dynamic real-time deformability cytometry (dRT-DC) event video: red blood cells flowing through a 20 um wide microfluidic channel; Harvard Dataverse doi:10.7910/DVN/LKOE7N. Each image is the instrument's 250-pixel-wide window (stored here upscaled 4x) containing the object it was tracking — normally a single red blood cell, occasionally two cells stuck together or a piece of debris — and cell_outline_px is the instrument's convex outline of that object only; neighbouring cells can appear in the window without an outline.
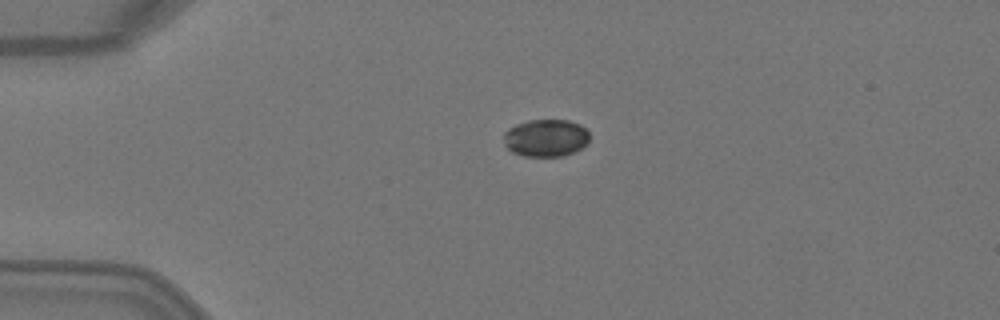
{"species": "Egyptian fruit bat (a non-hibernating species)", "species_latin": "Rousettus aegyptiacus", "temperature_condition": "warm", "stored_images_in_passage": 2, "camera_frame_rate_fps": 3000, "um_per_image_px": 0.085, "animal": {"sex": "female"}, "frame": {"image": 1, "passage_image": 1, "time_ms": 0.0, "image_size_px": [1000, 320], "cell_outline_px": [[588, 144], [564, 156], [524, 156], [512, 152], [504, 144], [504, 132], [508, 128], [516, 124], [528, 120], [568, 120], [580, 124], [588, 132]], "centroid_in_image_um": [46.38, 11.72], "position_along_channel_um": 38.6, "area_um2": 18.73}}